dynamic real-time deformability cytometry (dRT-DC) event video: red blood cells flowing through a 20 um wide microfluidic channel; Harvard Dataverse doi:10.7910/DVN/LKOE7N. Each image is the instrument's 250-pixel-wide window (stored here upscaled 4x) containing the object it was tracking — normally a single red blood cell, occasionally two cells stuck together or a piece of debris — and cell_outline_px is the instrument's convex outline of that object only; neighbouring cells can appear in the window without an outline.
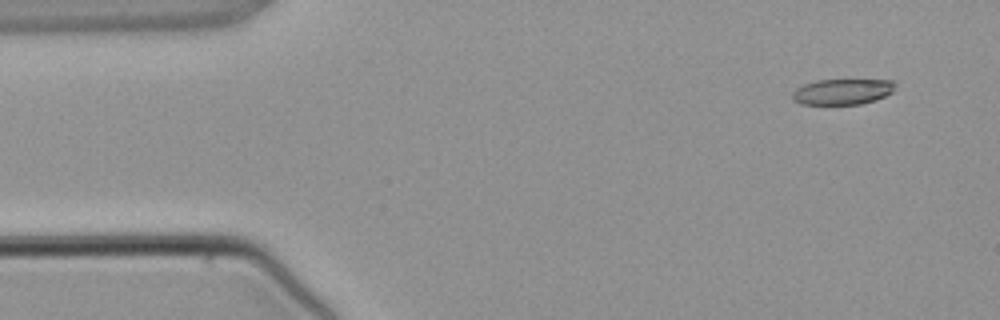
{"species": "common noctule bat (a hibernating species)", "species_latin": "Nyctalus noctula", "temperature_condition": "warm", "stored_images_in_passage": 3, "camera_frame_rate_fps": 3000, "um_per_image_px": 0.085, "animal": {"sex": "male", "body_mass_g": 21.5, "forearm_length_mm": 52.0}, "frame": {"image": 1, "passage_image": 1, "time_ms": 0.0, "image_size_px": [1000, 320], "cell_outline_px": [[896, 84], [892, 92], [876, 100], [860, 104], [800, 104], [792, 100], [792, 92], [796, 88], [804, 84], [816, 80], [896, 80]], "centroid_in_image_um": [71.6, 7.79], "position_along_channel_um": 13.4, "area_um2": 15.49}}
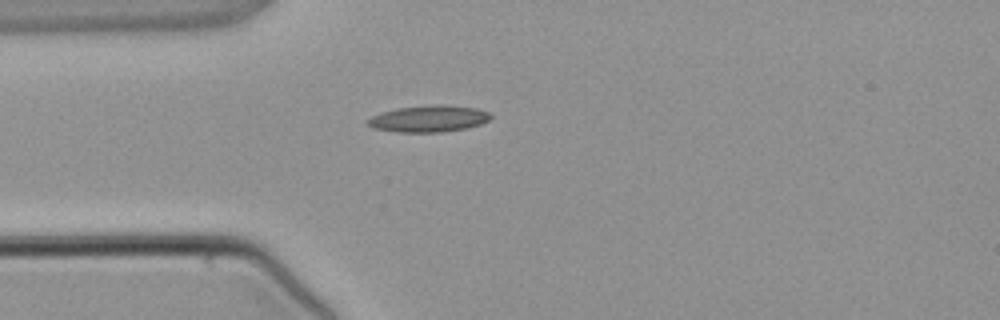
{"frame": {"image": 2, "passage_image": 3, "time_ms": 2.667, "image_size_px": [1000, 320], "cell_outline_px": [[492, 116], [488, 120], [480, 124], [464, 128], [444, 132], [400, 132], [372, 128], [368, 124], [368, 120], [372, 116], [396, 108], [476, 108], [488, 112]], "centroid_in_image_um": [36.4, 10.16], "position_along_channel_um": 48.6, "area_um2": 17.63}}